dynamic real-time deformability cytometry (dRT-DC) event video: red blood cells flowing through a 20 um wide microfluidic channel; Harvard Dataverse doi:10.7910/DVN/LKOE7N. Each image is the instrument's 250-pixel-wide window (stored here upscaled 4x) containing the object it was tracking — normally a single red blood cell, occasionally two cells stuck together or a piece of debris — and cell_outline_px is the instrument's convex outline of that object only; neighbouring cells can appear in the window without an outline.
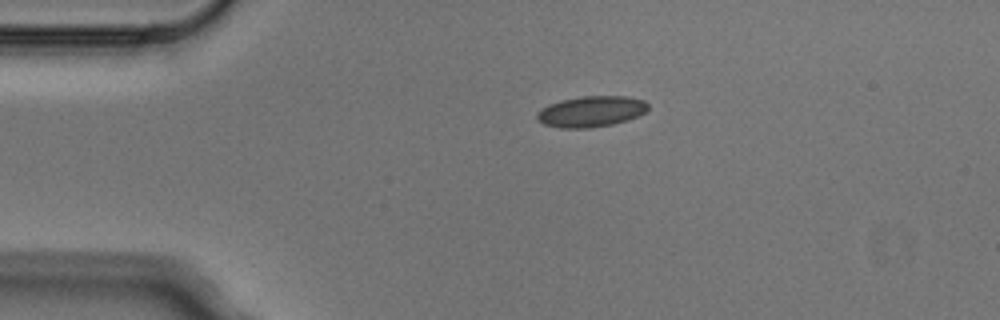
{"species": "Egyptian fruit bat (a non-hibernating species)", "species_latin": "Rousettus aegyptiacus", "temperature_condition": "cold", "stored_images_in_passage": 6, "camera_frame_rate_fps": 3000, "um_per_image_px": 0.085, "animal": {"sex": "male"}, "frame": {"image": 1, "passage_image": 1, "time_ms": 0.0, "image_size_px": [1000, 320], "cell_outline_px": [[648, 108], [644, 112], [628, 120], [612, 124], [588, 128], [560, 128], [544, 124], [536, 120], [536, 112], [548, 104], [560, 100], [580, 96], [624, 96], [644, 100], [648, 104]], "centroid_in_image_um": [50.2, 9.47], "position_along_channel_um": 34.8, "area_um2": 20.06}}
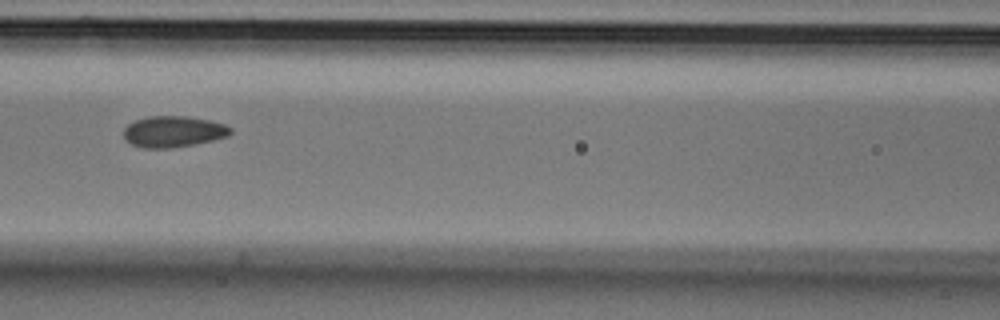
{"frame": {"image": 2, "passage_image": 4, "time_ms": 1.0, "image_size_px": [1000, 320], "cell_outline_px": [[232, 132], [228, 136], [212, 140], [172, 148], [144, 148], [132, 144], [124, 136], [124, 128], [128, 124], [136, 120], [148, 116], [184, 116], [208, 120], [224, 124], [232, 128]], "centroid_in_image_um": [14.73, 11.18], "position_along_channel_um": 151.9, "area_um2": 19.19}}
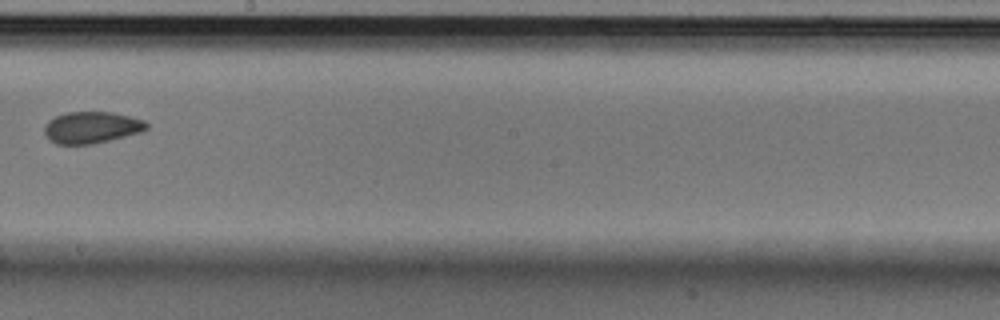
{"frame": {"image": 3, "passage_image": 6, "time_ms": 1.667, "image_size_px": [1000, 320], "cell_outline_px": [[148, 128], [140, 132], [92, 144], [56, 144], [48, 140], [44, 132], [44, 124], [48, 120], [64, 112], [112, 112], [144, 120], [148, 124]], "centroid_in_image_um": [7.73, 10.83], "position_along_channel_um": 240.5, "area_um2": 18.84}}